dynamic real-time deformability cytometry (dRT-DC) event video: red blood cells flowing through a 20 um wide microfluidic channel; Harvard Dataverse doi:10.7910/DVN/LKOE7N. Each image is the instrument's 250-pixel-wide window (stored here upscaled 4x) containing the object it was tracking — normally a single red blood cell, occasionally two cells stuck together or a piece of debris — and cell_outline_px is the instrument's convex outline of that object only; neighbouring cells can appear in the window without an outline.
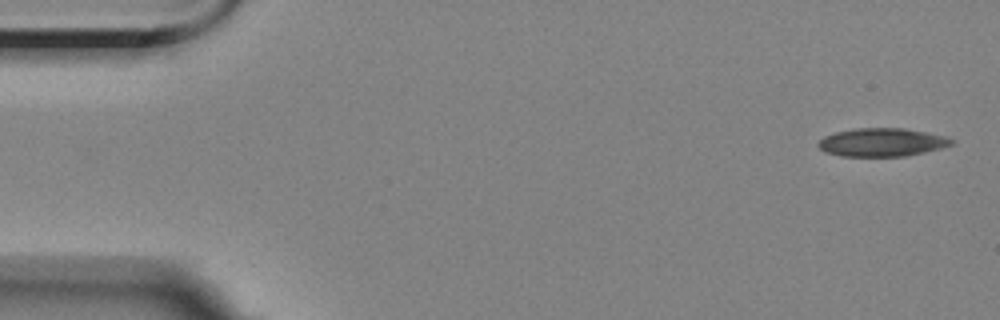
{"species": "Egyptian fruit bat (a non-hibernating species)", "species_latin": "Rousettus aegyptiacus", "temperature_condition": "room temperature", "stored_images_in_passage": 6, "segment_of_instrument_passage": [1, 2], "camera_frame_rate_fps": 3000, "um_per_image_px": 0.085, "animal": {"sex": "female"}, "frame": {"image": 1, "passage_image": 1, "time_ms": 0.0, "image_size_px": [1000, 320], "cell_outline_px": [[956, 144], [908, 156], [840, 156], [824, 152], [816, 144], [824, 136], [836, 132], [852, 128], [904, 128], [948, 136], [956, 140]], "centroid_in_image_um": [75.0, 12.09], "position_along_channel_um": 10.0, "area_um2": 22.25}}
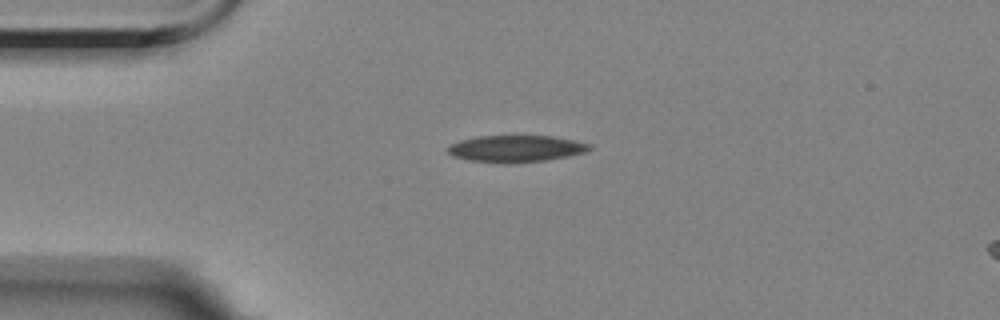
{"frame": {"image": 2, "passage_image": 4, "time_ms": 3.667, "image_size_px": [1000, 320], "cell_outline_px": [[592, 148], [588, 152], [568, 156], [544, 160], [504, 164], [500, 164], [468, 160], [452, 156], [448, 152], [448, 144], [460, 140], [480, 136], [552, 136], [572, 140], [588, 144]], "centroid_in_image_um": [43.81, 12.65], "position_along_channel_um": 41.2, "area_um2": 22.14}}